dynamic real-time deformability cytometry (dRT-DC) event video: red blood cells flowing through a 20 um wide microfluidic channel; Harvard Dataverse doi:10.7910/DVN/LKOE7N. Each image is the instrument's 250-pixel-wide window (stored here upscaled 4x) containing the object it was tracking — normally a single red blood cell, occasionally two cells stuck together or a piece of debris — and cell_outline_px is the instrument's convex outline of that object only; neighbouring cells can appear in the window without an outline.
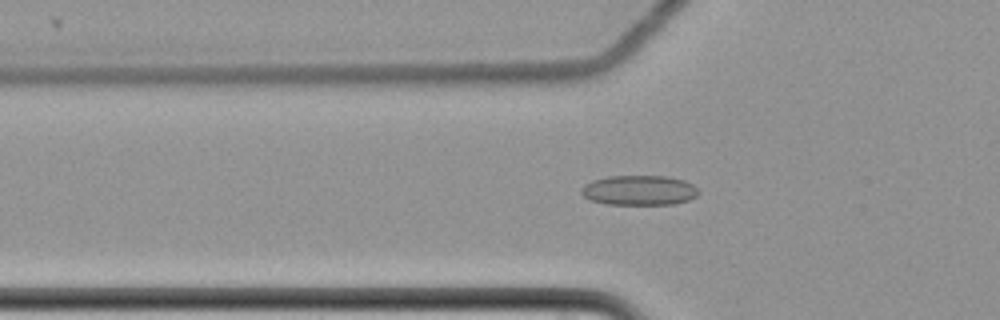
{"species": "common noctule bat (a hibernating species)", "species_latin": "Nyctalus noctula", "temperature_condition": "cold", "stored_images_in_passage": 17, "camera_frame_rate_fps": 3000, "um_per_image_px": 0.085, "animal": {"sex": "female", "body_mass_g": 22.7, "forearm_length_mm": 54.2}, "frame": {"image": 1, "passage_image": 8, "time_ms": 2.333, "image_size_px": [1000, 320], "cell_outline_px": [[700, 192], [696, 196], [688, 200], [672, 204], [608, 204], [588, 200], [580, 192], [580, 188], [584, 184], [592, 180], [608, 176], [668, 176], [684, 180], [692, 184]], "centroid_in_image_um": [54.29, 16.17], "position_along_channel_um": 71.5, "area_um2": 20.52}}
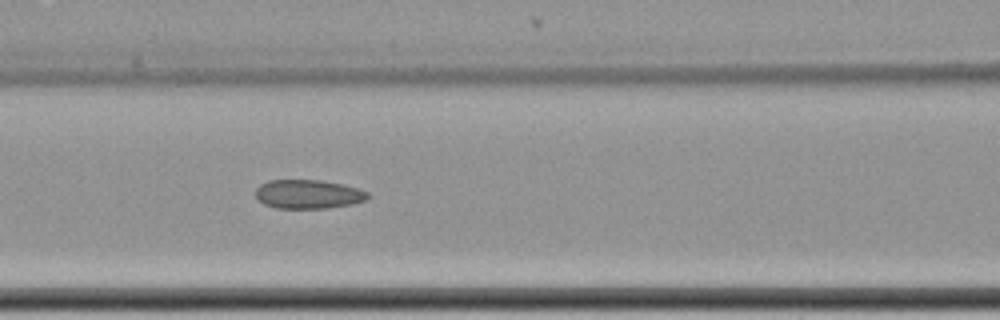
{"frame": {"image": 2, "passage_image": 14, "time_ms": 4.333, "image_size_px": [1000, 320], "cell_outline_px": [[368, 196], [364, 200], [352, 204], [324, 208], [276, 208], [264, 204], [256, 196], [256, 188], [260, 184], [268, 180], [320, 180], [360, 188], [368, 192]], "centroid_in_image_um": [26.18, 16.5], "position_along_channel_um": 140.4, "area_um2": 18.79}}
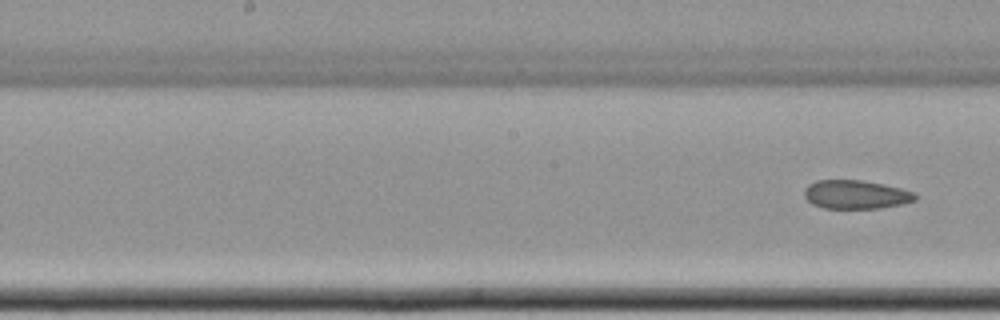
{"frame": {"image": 3, "passage_image": 17, "time_ms": 5.333, "image_size_px": [1000, 320], "cell_outline_px": [[916, 200], [904, 204], [880, 208], [824, 208], [812, 204], [804, 196], [804, 188], [808, 184], [816, 180], [860, 180], [884, 184], [916, 192]], "centroid_in_image_um": [72.75, 16.53], "position_along_channel_um": 175.4, "area_um2": 18.67}}